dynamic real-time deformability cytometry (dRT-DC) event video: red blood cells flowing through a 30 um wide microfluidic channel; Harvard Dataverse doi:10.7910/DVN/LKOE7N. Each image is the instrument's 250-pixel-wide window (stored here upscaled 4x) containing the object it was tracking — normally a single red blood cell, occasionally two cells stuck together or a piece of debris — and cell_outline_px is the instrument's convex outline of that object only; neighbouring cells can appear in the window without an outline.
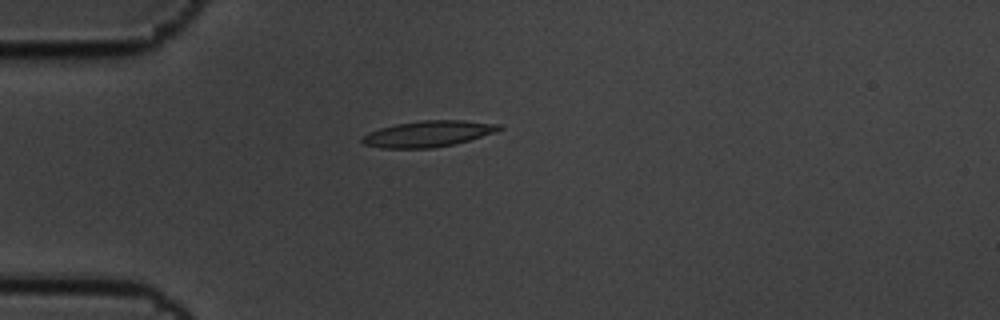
{"species": "common noctule bat (a hibernating species)", "species_latin": "Nyctalus noctula", "temperature_condition": "cold", "stored_images_in_passage": 7, "camera_frame_rate_fps": 3000, "um_per_image_px": 0.085, "animal": {"sex": "male", "body_mass_g": 19.5, "forearm_length_mm": 54.6}, "frame": {"image": 1, "passage_image": 2, "time_ms": 0.333, "image_size_px": [1000, 320], "cell_outline_px": [[504, 128], [496, 132], [468, 140], [452, 144], [432, 148], [380, 148], [364, 144], [360, 140], [360, 136], [368, 132], [380, 128], [396, 124], [420, 120], [464, 120], [504, 124]], "centroid_in_image_um": [36.39, 11.36], "position_along_channel_um": 48.6, "area_um2": 20.98}}
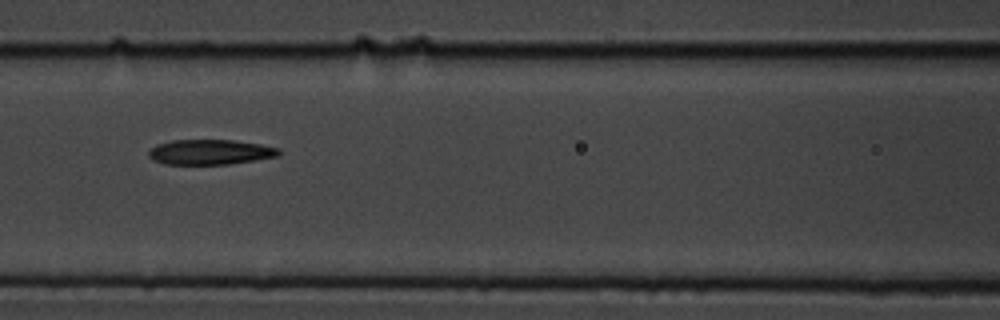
{"frame": {"image": 2, "passage_image": 5, "time_ms": 1.333, "image_size_px": [1000, 320], "cell_outline_px": [[280, 156], [256, 160], [228, 164], [164, 164], [152, 160], [148, 156], [148, 152], [156, 144], [172, 140], [232, 140], [260, 144], [280, 148]], "centroid_in_image_um": [17.87, 12.92], "position_along_channel_um": 148.7, "area_um2": 19.13}}
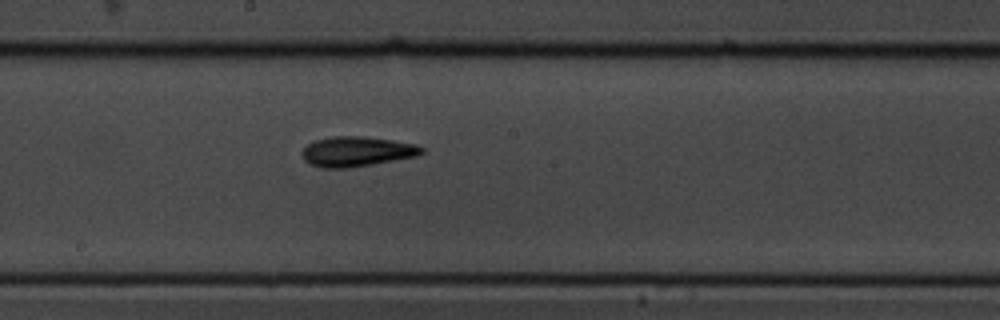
{"frame": {"image": 3, "passage_image": 7, "time_ms": 2.0, "image_size_px": [1000, 320], "cell_outline_px": [[424, 152], [416, 156], [372, 164], [348, 168], [320, 168], [308, 164], [304, 160], [300, 152], [312, 140], [332, 136], [364, 136], [392, 140], [416, 144], [424, 148]], "centroid_in_image_um": [30.27, 12.87], "position_along_channel_um": 217.9, "area_um2": 21.1}}